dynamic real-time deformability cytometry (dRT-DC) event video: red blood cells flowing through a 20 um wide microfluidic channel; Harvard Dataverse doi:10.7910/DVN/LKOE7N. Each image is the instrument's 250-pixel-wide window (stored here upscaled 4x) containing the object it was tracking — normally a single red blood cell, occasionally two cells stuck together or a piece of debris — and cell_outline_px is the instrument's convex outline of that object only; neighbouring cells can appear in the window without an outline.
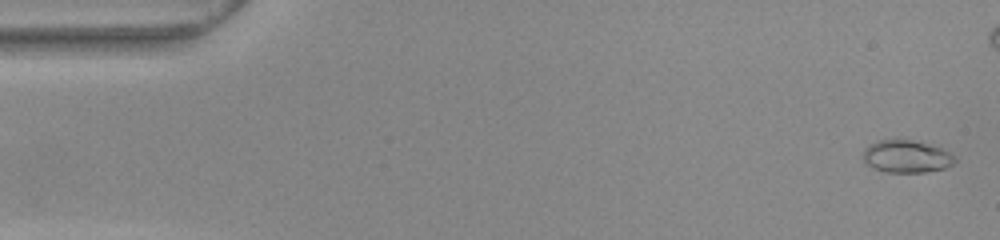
{"species": "common noctule bat (a hibernating species)", "species_latin": "Nyctalus noctula", "temperature_condition": "warm", "stored_images_in_passage": 46, "camera_frame_rate_fps": 3000, "um_per_image_px": 0.085, "animal": {"sex": "female", "body_mass_g": 22.0, "forearm_length_mm": 56.7}, "frame": {"image": 1, "passage_image": 2, "time_ms": 0.333, "image_size_px": [1000, 240], "cell_outline_px": [[956, 160], [952, 164], [944, 168], [924, 172], [884, 172], [868, 164], [864, 160], [864, 148], [880, 140], [912, 140], [940, 148], [956, 156]], "centroid_in_image_um": [77.07, 13.31], "position_along_channel_um": 7.9, "area_um2": 16.94}}
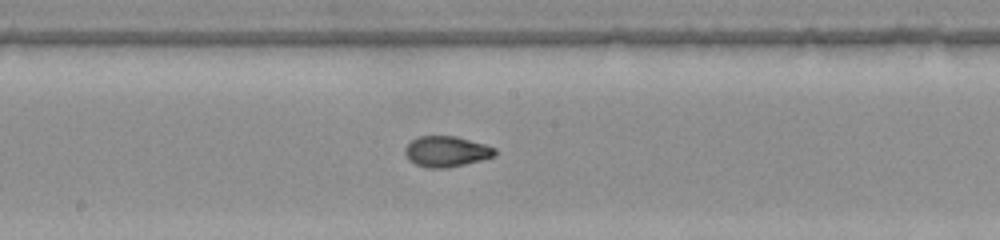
{"frame": {"image": 2, "passage_image": 28, "time_ms": 9.0, "image_size_px": [1000, 240], "cell_outline_px": [[496, 156], [448, 168], [428, 168], [416, 164], [408, 160], [404, 152], [404, 148], [412, 140], [420, 136], [456, 136], [484, 144], [496, 148]], "centroid_in_image_um": [37.93, 12.88], "position_along_channel_um": 210.3, "area_um2": 16.07}}
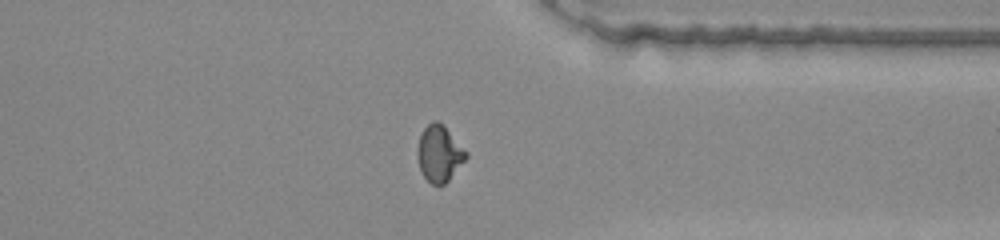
{"frame": {"image": 3, "passage_image": 41, "time_ms": 13.333, "image_size_px": [1000, 240], "cell_outline_px": [[468, 156], [448, 180], [444, 184], [432, 184], [424, 176], [420, 168], [416, 152], [420, 136], [424, 128], [432, 120], [436, 120], [468, 152]], "centroid_in_image_um": [37.32, 13.06], "position_along_channel_um": 374.1, "area_um2": 15.43}}